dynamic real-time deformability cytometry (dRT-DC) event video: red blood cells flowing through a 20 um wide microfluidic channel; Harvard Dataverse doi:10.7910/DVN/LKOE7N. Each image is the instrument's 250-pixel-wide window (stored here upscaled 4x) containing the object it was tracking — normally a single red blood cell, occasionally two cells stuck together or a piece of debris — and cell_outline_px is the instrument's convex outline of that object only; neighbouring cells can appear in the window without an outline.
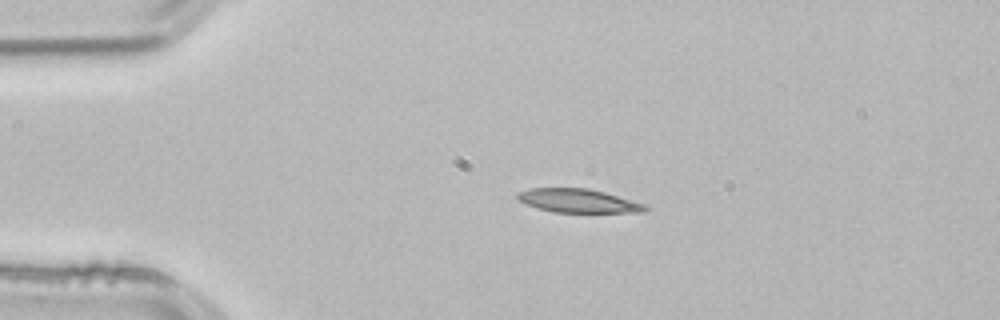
{"species": "common noctule bat (a hibernating species)", "species_latin": "Nyctalus noctula", "temperature_condition": "room temperature", "stored_images_in_passage": 3, "camera_frame_rate_fps": 3000, "um_per_image_px": 0.085, "animal": {"sex": "male", "body_mass_g": 21.5, "forearm_length_mm": 52.0}, "frame": {"image": 1, "passage_image": 2, "time_ms": 0.333, "image_size_px": [1000, 320], "cell_outline_px": [[648, 208], [644, 212], [552, 212], [528, 204], [520, 200], [516, 196], [520, 192], [528, 188], [588, 188], [604, 192], [644, 204]], "centroid_in_image_um": [49.15, 17.06], "position_along_channel_um": 35.8, "area_um2": 17.22}}